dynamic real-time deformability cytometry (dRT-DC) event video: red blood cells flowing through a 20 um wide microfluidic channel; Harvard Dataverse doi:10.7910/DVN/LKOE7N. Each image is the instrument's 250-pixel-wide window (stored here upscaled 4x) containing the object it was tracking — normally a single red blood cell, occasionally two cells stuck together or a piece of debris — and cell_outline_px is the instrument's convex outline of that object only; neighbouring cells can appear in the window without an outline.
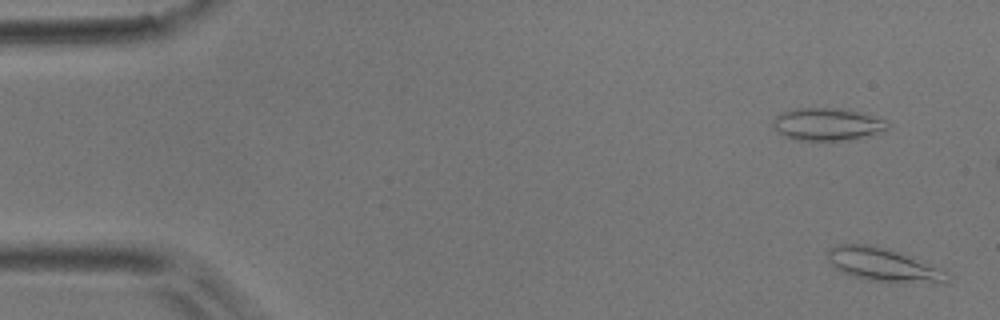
{"species": "common noctule bat (a hibernating species)", "species_latin": "Nyctalus noctula", "temperature_condition": "room temperature", "stored_images_in_passage": 14, "camera_frame_rate_fps": 3000, "um_per_image_px": 0.085, "animal": {"sex": "male", "body_mass_g": 17.9}, "frame": {"image": 1, "passage_image": 1, "time_ms": 0.0, "image_size_px": [1000, 320], "cell_outline_px": [[948, 280], [944, 284], [932, 284], [868, 280], [852, 276], [836, 268], [828, 260], [828, 248], [836, 244], [864, 244], [888, 248], [904, 252], [936, 268]], "centroid_in_image_um": [75.02, 22.49], "position_along_channel_um": 10.0, "area_um2": 23.0}}